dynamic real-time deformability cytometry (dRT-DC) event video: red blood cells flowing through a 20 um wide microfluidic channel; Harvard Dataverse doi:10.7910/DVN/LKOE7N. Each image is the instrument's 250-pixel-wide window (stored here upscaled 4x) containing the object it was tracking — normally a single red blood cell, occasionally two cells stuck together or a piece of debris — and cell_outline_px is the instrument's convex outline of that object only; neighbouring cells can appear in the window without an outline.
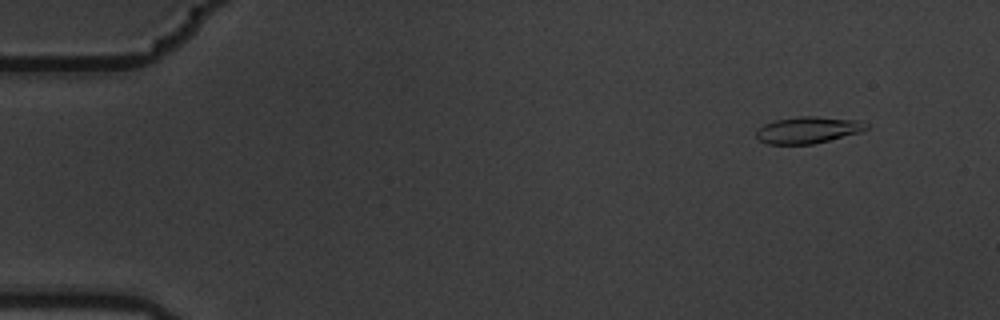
{"species": "common noctule bat (a hibernating species)", "species_latin": "Nyctalus noctula", "temperature_condition": "warm", "stored_images_in_passage": 11, "camera_frame_rate_fps": 3000, "um_per_image_px": 0.085, "animal": {"sex": "male", "body_mass_g": 19.5, "forearm_length_mm": 54.6}, "frame": {"image": 1, "passage_image": 2, "time_ms": 0.333, "image_size_px": [1000, 320], "cell_outline_px": [[868, 128], [860, 132], [812, 144], [768, 144], [760, 140], [756, 136], [756, 132], [764, 124], [776, 120], [800, 116], [816, 116], [860, 120], [868, 124]], "centroid_in_image_um": [68.69, 11.04], "position_along_channel_um": 16.3, "area_um2": 16.94}}
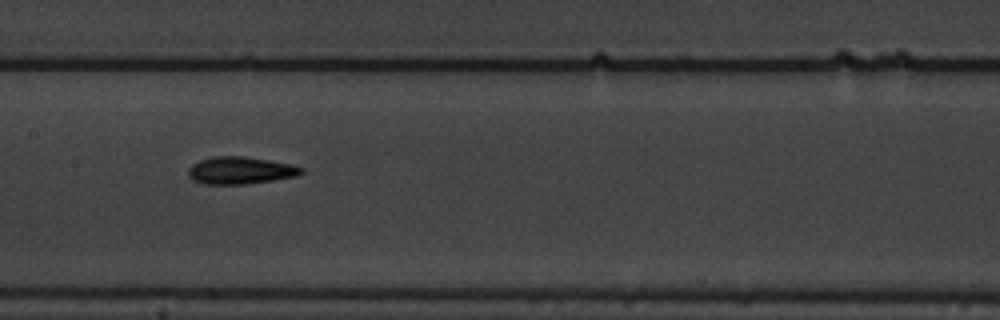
{"frame": {"image": 2, "passage_image": 8, "time_ms": 2.333, "image_size_px": [1000, 320], "cell_outline_px": [[304, 172], [296, 176], [272, 180], [244, 184], [204, 184], [192, 180], [188, 176], [188, 168], [192, 164], [200, 160], [212, 156], [244, 156], [292, 164], [304, 168]], "centroid_in_image_um": [20.41, 14.48], "position_along_channel_um": 187.0, "area_um2": 18.03}}
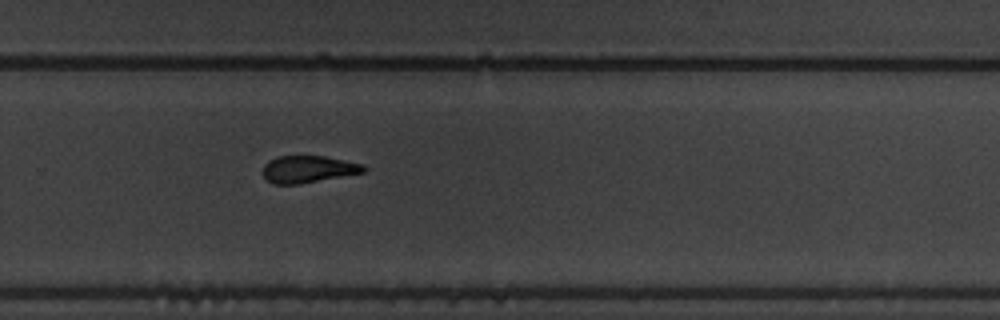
{"frame": {"image": 3, "passage_image": 11, "time_ms": 3.333, "image_size_px": [1000, 320], "cell_outline_px": [[368, 168], [364, 172], [300, 184], [272, 184], [264, 180], [264, 164], [268, 160], [276, 156], [324, 156], [364, 164]], "centroid_in_image_um": [26.17, 14.38], "position_along_channel_um": 303.6, "area_um2": 16.01}}